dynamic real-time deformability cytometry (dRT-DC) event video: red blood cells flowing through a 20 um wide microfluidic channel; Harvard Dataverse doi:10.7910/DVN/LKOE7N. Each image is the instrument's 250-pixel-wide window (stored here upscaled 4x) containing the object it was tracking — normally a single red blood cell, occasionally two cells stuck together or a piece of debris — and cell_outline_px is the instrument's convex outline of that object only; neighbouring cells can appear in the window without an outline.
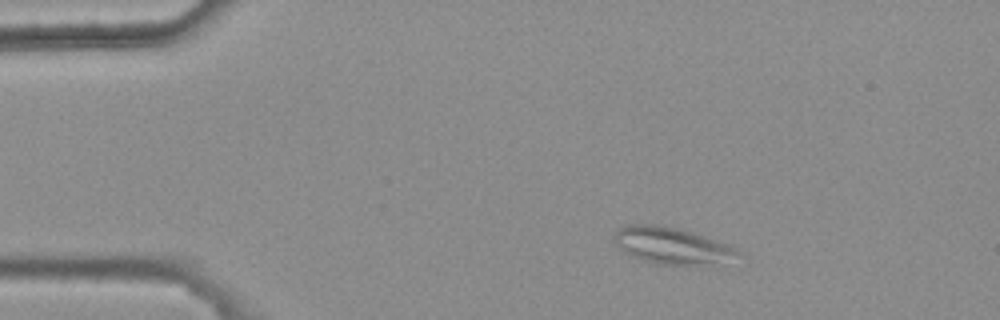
{"species": "common noctule bat (a hibernating species)", "species_latin": "Nyctalus noctula", "temperature_condition": "warm", "stored_images_in_passage": 3, "camera_frame_rate_fps": 3000, "um_per_image_px": 0.085, "animal": {"sex": "female", "body_mass_g": 25.1}, "frame": {"image": 1, "passage_image": 1, "time_ms": 0.0, "image_size_px": [1000, 320], "cell_outline_px": [[744, 256], [712, 268], [660, 264], [644, 260], [632, 256], [624, 252], [612, 240], [612, 236], [616, 228], [624, 224], [660, 224], [692, 232], [732, 244]], "centroid_in_image_um": [57.23, 20.92], "position_along_channel_um": 27.8, "area_um2": 27.98}}